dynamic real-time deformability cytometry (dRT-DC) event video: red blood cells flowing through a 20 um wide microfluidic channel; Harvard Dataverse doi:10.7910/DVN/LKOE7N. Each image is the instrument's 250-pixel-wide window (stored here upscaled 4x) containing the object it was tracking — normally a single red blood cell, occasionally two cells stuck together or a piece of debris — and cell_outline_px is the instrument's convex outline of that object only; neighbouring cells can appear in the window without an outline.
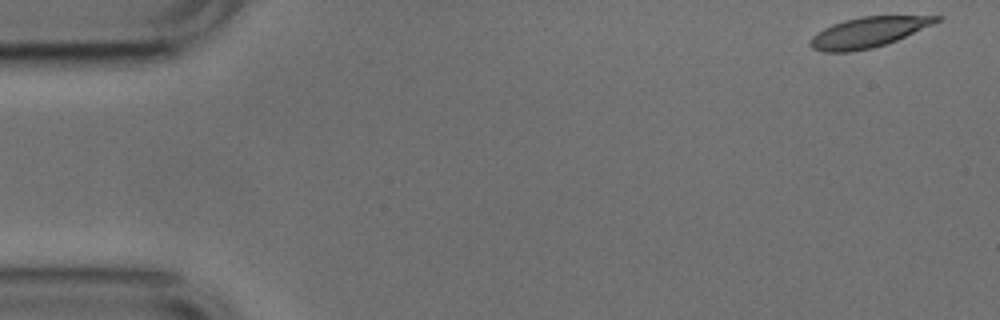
{"species": "common noctule bat (a hibernating species)", "species_latin": "Nyctalus noctula", "temperature_condition": "cold", "stored_images_in_passage": 52, "camera_frame_rate_fps": 3000, "um_per_image_px": 0.085, "animal": {"sex": "male", "body_mass_g": 17.9, "forearm_length_mm": 54.2}, "frame": {"image": 1, "passage_image": 1, "time_ms": 0.0, "image_size_px": [1000, 320], "cell_outline_px": [[944, 16], [940, 20], [932, 24], [896, 40], [872, 48], [852, 52], [824, 52], [812, 48], [808, 44], [812, 36], [824, 28], [832, 24], [844, 20], [860, 16]], "centroid_in_image_um": [73.74, 2.75], "position_along_channel_um": 11.3, "area_um2": 22.02}}
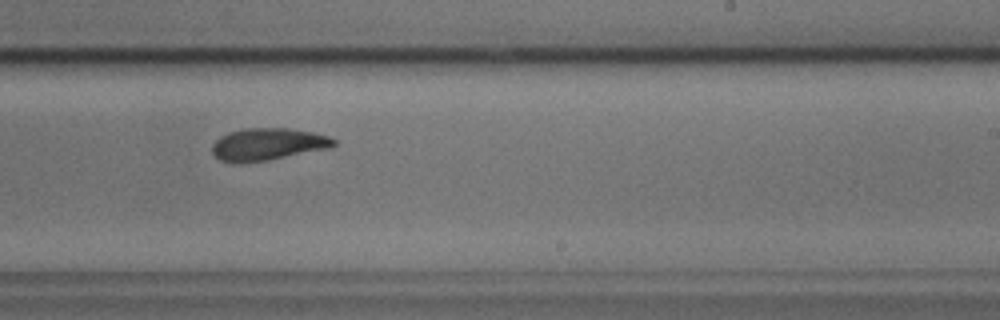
{"frame": {"image": 2, "passage_image": 31, "time_ms": 10.0, "image_size_px": [1000, 320], "cell_outline_px": [[336, 144], [332, 148], [268, 160], [240, 164], [232, 164], [220, 160], [212, 152], [212, 144], [220, 136], [228, 132], [248, 128], [288, 128], [312, 132], [328, 136], [336, 140]], "centroid_in_image_um": [22.75, 12.28], "position_along_channel_um": 266.2, "area_um2": 23.12}}
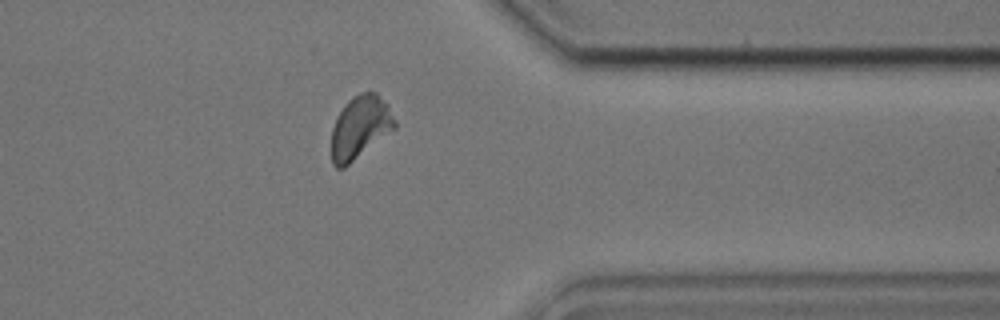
{"frame": {"image": 3, "passage_image": 41, "time_ms": 13.333, "image_size_px": [1000, 320], "cell_outline_px": [[396, 128], [344, 168], [336, 168], [332, 164], [332, 128], [336, 116], [344, 104], [352, 96], [360, 92], [376, 92], [388, 104], [396, 120]], "centroid_in_image_um": [30.61, 10.8], "position_along_channel_um": 380.8, "area_um2": 23.41}, "authors_computed_cell_mechanics": {"area_um2": 23.0333, "velocity_mm_per_s": 3.7414, "shape_relaxation_time_tau1_ms": 3.6862, "shape_relaxation_time_tau2_ms": 2.4922, "deformation_change_tau1": 0.1591, "deformation_change_tau2": 0.0938}}